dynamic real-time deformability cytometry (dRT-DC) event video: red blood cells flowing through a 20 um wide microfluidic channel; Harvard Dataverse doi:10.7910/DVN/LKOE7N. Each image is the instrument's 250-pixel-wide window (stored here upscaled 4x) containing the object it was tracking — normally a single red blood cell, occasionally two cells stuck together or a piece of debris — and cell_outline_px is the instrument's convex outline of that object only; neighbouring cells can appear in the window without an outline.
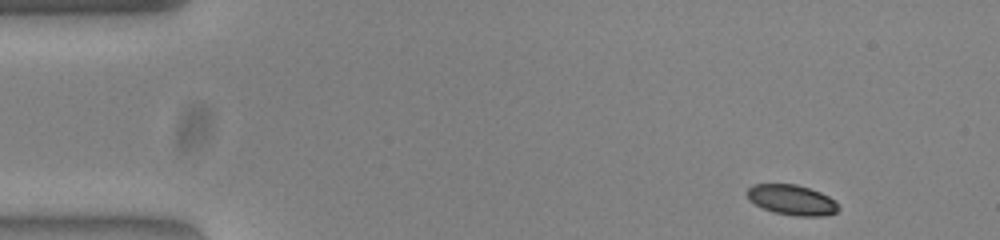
{"species": "common noctule bat (a hibernating species)", "species_latin": "Nyctalus noctula", "temperature_condition": "warm", "stored_images_in_passage": 49, "camera_frame_rate_fps": 3000, "um_per_image_px": 0.085, "animal": {"sex": "female", "body_mass_g": 23.0, "forearm_length_mm": 53.4}, "frame": {"image": 1, "passage_image": 1, "time_ms": 0.0, "image_size_px": [1000, 240], "cell_outline_px": [[840, 208], [836, 212], [828, 216], [800, 216], [776, 212], [764, 208], [748, 200], [748, 188], [752, 184], [796, 184], [820, 192], [836, 200]], "centroid_in_image_um": [67.35, 16.99], "position_along_channel_um": 17.6, "area_um2": 16.01}}
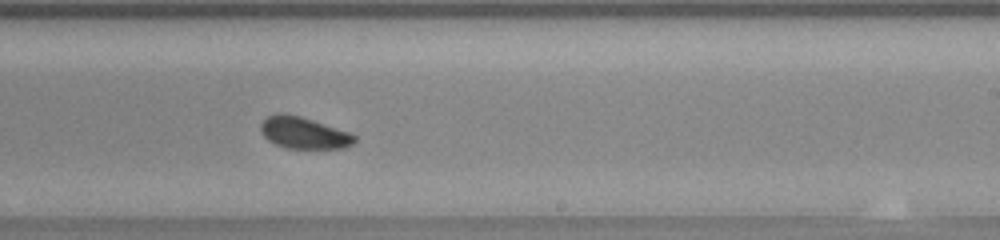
{"frame": {"image": 2, "passage_image": 28, "time_ms": 9.0, "image_size_px": [1000, 240], "cell_outline_px": [[356, 140], [352, 144], [344, 148], [284, 148], [268, 140], [260, 132], [260, 124], [268, 116], [276, 112], [280, 112], [300, 116], [348, 132], [356, 136]], "centroid_in_image_um": [25.78, 11.29], "position_along_channel_um": 263.2, "area_um2": 17.22}}
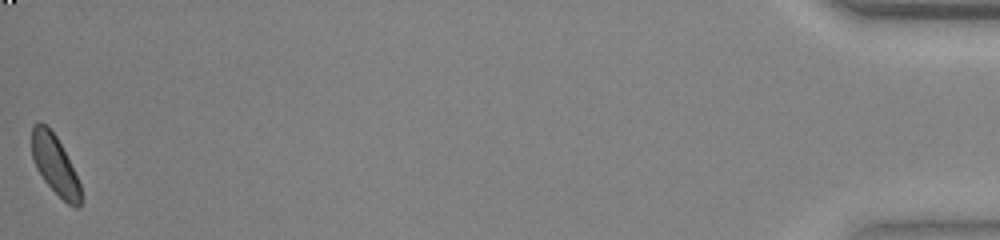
{"frame": {"image": 3, "passage_image": 49, "time_ms": 16.0, "image_size_px": [1000, 240], "cell_outline_px": [[84, 196], [80, 208], [76, 208], [68, 204], [44, 180], [36, 168], [32, 156], [32, 124], [40, 120], [48, 124], [56, 136], [80, 184]], "centroid_in_image_um": [4.67, 14.0], "position_along_channel_um": 430.5, "area_um2": 16.94}, "authors_computed_cell_mechanics": {"area_um2": 17.7446, "velocity_mm_per_s": 3.8365, "shape_relaxation_time_tau1_ms": 2.173, "shape_relaxation_time_tau2_ms": 2.8854, "deformation_change_tau1": 0.0732, "deformation_change_tau2": 0.0648}}